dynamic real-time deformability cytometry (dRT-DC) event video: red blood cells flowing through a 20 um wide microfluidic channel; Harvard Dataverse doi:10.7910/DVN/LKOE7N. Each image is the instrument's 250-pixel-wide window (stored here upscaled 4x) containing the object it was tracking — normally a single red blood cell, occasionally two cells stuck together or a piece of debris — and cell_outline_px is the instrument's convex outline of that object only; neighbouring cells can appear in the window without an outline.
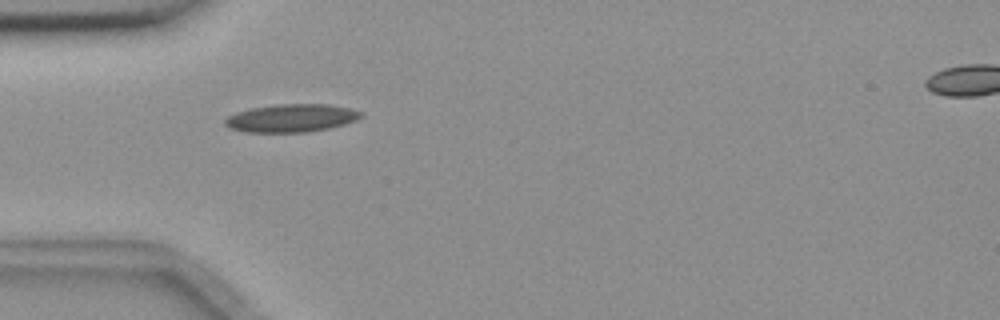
{"species": "common noctule bat (a hibernating species)", "species_latin": "Nyctalus noctula", "temperature_condition": "room temperature", "stored_images_in_passage": 40, "camera_frame_rate_fps": 3000, "um_per_image_px": 0.085, "animal": {"sex": "female", "body_mass_g": 18.4}, "frame": {"image": 1, "passage_image": 1, "time_ms": 0.0, "image_size_px": [1000, 320], "cell_outline_px": [[364, 116], [356, 120], [344, 124], [328, 128], [308, 132], [244, 132], [228, 128], [224, 124], [224, 120], [228, 116], [236, 112], [252, 108], [276, 104], [328, 104], [348, 108], [364, 112]], "centroid_in_image_um": [24.76, 10.04], "position_along_channel_um": 60.2, "area_um2": 22.25}}
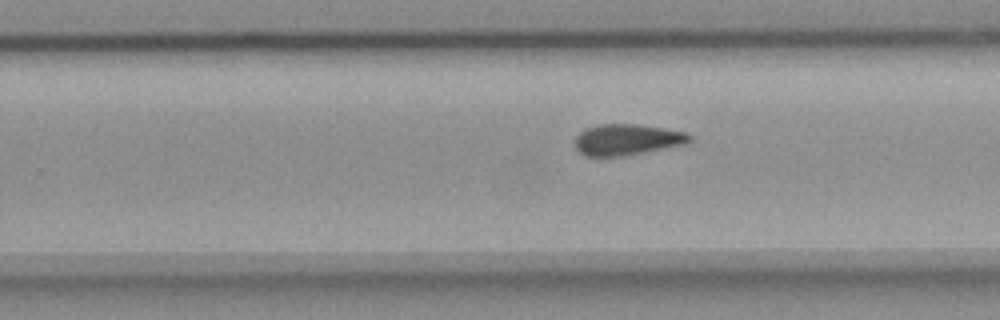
{"frame": {"image": 2, "passage_image": 19, "time_ms": 6.0, "image_size_px": [1000, 320], "cell_outline_px": [[692, 140], [684, 144], [624, 156], [584, 156], [576, 148], [576, 136], [584, 128], [600, 124], [636, 124], [664, 128], [688, 132], [692, 136]], "centroid_in_image_um": [53.3, 11.86], "position_along_channel_um": 276.5, "area_um2": 20.75}}
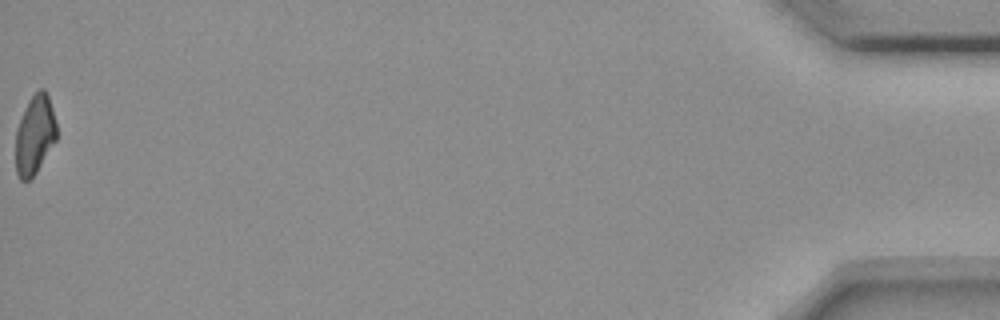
{"frame": {"image": 3, "passage_image": 40, "time_ms": 13.0, "image_size_px": [1000, 320], "cell_outline_px": [[56, 140], [36, 172], [28, 180], [20, 180], [16, 172], [16, 128], [24, 108], [28, 100], [40, 88], [44, 88], [48, 92], [56, 120]], "centroid_in_image_um": [2.96, 11.41], "position_along_channel_um": 432.2, "area_um2": 18.96}, "authors_computed_cell_mechanics": {"area_um2": 20.808, "velocity_mm_per_s": 3.6587, "shape_relaxation_time_tau1_ms": null, "shape_relaxation_time_tau2_ms": 6.5257, "deformation_change_tau1": null, "deformation_change_tau2": 0.1228}}